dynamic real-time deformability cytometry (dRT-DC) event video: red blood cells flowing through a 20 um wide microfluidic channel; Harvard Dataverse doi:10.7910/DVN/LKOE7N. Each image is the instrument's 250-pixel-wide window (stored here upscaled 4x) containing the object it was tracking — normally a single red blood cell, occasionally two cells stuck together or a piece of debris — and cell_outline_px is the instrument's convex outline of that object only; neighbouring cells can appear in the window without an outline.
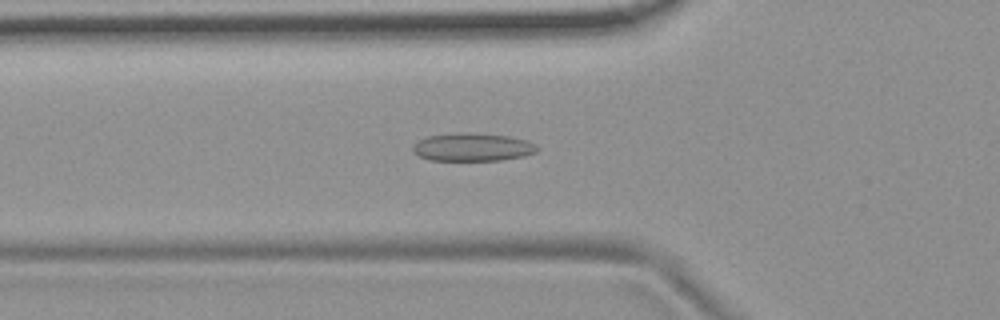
{"species": "common noctule bat (a hibernating species)", "species_latin": "Nyctalus noctula", "temperature_condition": "room temperature", "stored_images_in_passage": 45, "camera_frame_rate_fps": 3000, "um_per_image_px": 0.085, "animal": {"sex": "female", "body_mass_g": 19.9}, "frame": {"image": 1, "passage_image": 10, "time_ms": 3.0, "image_size_px": [1000, 320], "cell_outline_px": [[540, 148], [536, 152], [524, 156], [500, 160], [428, 160], [412, 152], [412, 148], [420, 140], [428, 136], [460, 132], [476, 132], [508, 136], [528, 140], [536, 144]], "centroid_in_image_um": [40.21, 12.49], "position_along_channel_um": 85.6, "area_um2": 20.46}}
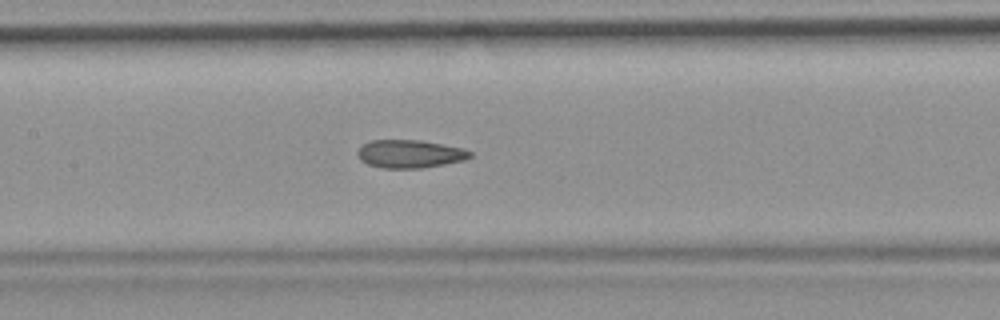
{"frame": {"image": 2, "passage_image": 17, "time_ms": 5.333, "image_size_px": [1000, 320], "cell_outline_px": [[472, 156], [464, 160], [424, 168], [384, 168], [368, 164], [360, 160], [356, 152], [364, 144], [372, 140], [420, 140], [464, 148], [472, 152]], "centroid_in_image_um": [34.85, 13.08], "position_along_channel_um": 172.5, "area_um2": 18.38}}
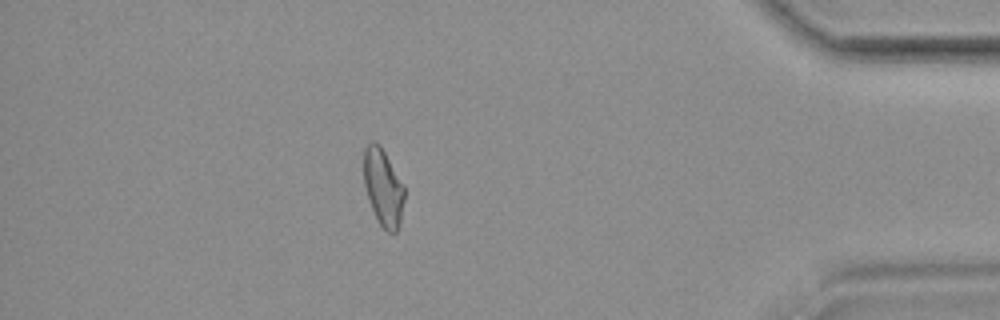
{"frame": {"image": 3, "passage_image": 39, "time_ms": 12.667, "image_size_px": [1000, 320], "cell_outline_px": [[404, 200], [400, 224], [396, 232], [388, 232], [380, 224], [368, 200], [364, 184], [364, 148], [372, 140], [376, 140], [380, 144], [404, 184]], "centroid_in_image_um": [32.57, 15.89], "position_along_channel_um": 402.6, "area_um2": 18.32}, "authors_computed_cell_mechanics": {"area_um2": 18.9006, "velocity_mm_per_s": 3.7041, "shape_relaxation_time_tau1_ms": null, "shape_relaxation_time_tau2_ms": 2.6368, "deformation_change_tau1": null, "deformation_change_tau2": 0.101}}